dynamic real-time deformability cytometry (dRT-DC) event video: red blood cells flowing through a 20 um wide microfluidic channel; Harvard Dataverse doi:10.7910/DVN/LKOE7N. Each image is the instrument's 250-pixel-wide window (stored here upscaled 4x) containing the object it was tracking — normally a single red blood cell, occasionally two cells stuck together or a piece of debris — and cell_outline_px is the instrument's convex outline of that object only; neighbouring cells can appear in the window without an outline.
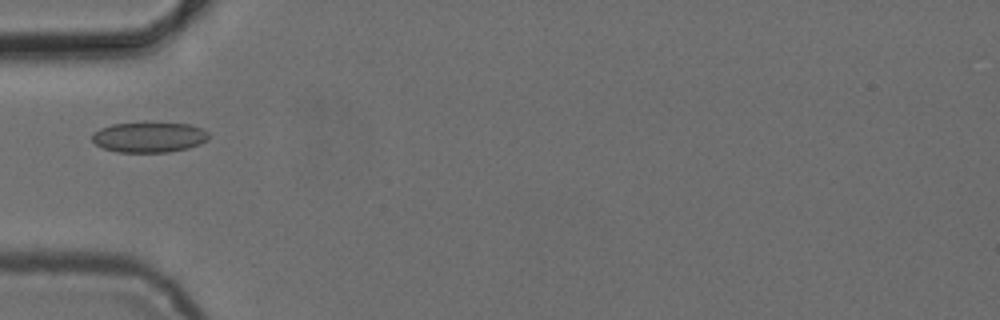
{"species": "common noctule bat (a hibernating species)", "species_latin": "Nyctalus noctula", "temperature_condition": "cold", "stored_images_in_passage": 5, "camera_frame_rate_fps": 3000, "um_per_image_px": 0.085, "animal": {"sex": "female", "body_mass_g": 24.6, "forearm_length_mm": 56.2}, "frame": {"image": 1, "passage_image": 5, "time_ms": 4.667, "image_size_px": [1000, 320], "cell_outline_px": [[208, 140], [200, 144], [188, 148], [168, 152], [116, 152], [104, 148], [96, 144], [92, 140], [92, 132], [100, 128], [112, 124], [144, 120], [192, 124], [204, 128], [208, 132]], "centroid_in_image_um": [12.69, 11.61], "position_along_channel_um": 72.3, "area_um2": 21.56}}